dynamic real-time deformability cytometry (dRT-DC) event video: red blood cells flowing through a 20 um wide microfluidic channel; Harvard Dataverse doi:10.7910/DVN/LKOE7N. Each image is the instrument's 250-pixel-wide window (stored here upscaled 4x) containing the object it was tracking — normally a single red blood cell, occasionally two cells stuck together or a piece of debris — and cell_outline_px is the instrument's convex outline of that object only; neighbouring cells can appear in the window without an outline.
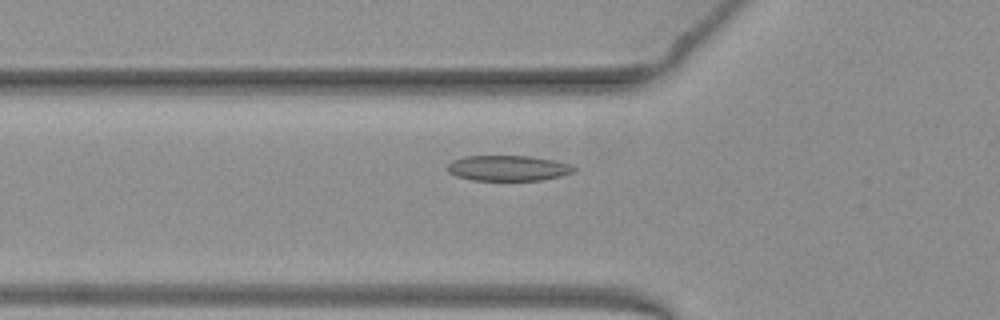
{"species": "common noctule bat (a hibernating species)", "species_latin": "Nyctalus noctula", "temperature_condition": "warm", "stored_images_in_passage": 53, "camera_frame_rate_fps": 3000, "um_per_image_px": 0.085, "animal": {"sex": "female", "body_mass_g": 19.3, "forearm_length_mm": 54.1}, "frame": {"image": 1, "passage_image": 19, "time_ms": 6.0, "image_size_px": [1000, 320], "cell_outline_px": [[576, 172], [560, 176], [540, 180], [472, 180], [456, 176], [448, 172], [448, 164], [452, 160], [464, 156], [528, 156], [552, 160], [572, 164], [576, 168]], "centroid_in_image_um": [43.2, 14.29], "position_along_channel_um": 82.6, "area_um2": 18.79}}
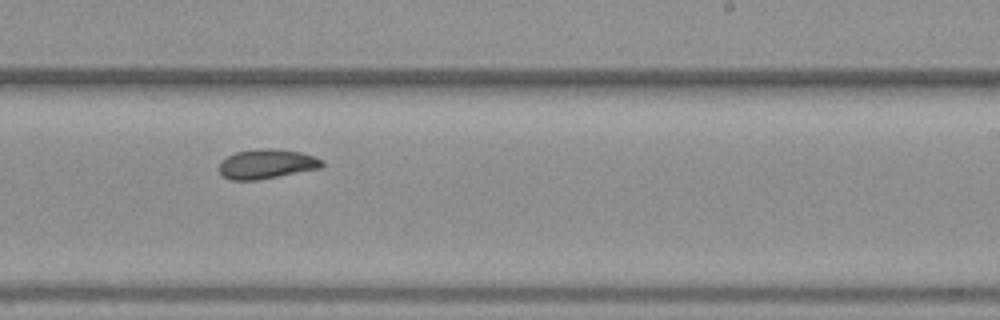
{"frame": {"image": 2, "passage_image": 33, "time_ms": 10.667, "image_size_px": [1000, 320], "cell_outline_px": [[324, 164], [320, 168], [256, 180], [228, 180], [220, 176], [220, 164], [228, 156], [236, 152], [268, 148], [300, 152], [324, 160]], "centroid_in_image_um": [22.65, 13.95], "position_along_channel_um": 266.3, "area_um2": 17.4}}
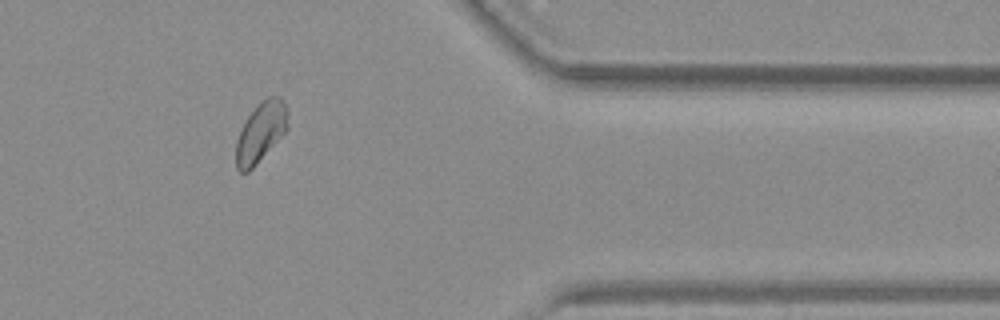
{"frame": {"image": 3, "passage_image": 44, "time_ms": 14.333, "image_size_px": [1000, 320], "cell_outline_px": [[288, 128], [256, 164], [248, 172], [240, 172], [236, 168], [236, 140], [248, 116], [268, 96], [280, 96], [284, 100], [288, 112]], "centroid_in_image_um": [22.18, 11.23], "position_along_channel_um": 389.2, "area_um2": 17.69}, "authors_computed_cell_mechanics": {"area_um2": 18.5538, "velocity_mm_per_s": 3.9321, "shape_relaxation_time_tau1_ms": 3.0086, "shape_relaxation_time_tau2_ms": 1.6316, "deformation_change_tau1": 0.1168, "deformation_change_tau2": 0.0589}}